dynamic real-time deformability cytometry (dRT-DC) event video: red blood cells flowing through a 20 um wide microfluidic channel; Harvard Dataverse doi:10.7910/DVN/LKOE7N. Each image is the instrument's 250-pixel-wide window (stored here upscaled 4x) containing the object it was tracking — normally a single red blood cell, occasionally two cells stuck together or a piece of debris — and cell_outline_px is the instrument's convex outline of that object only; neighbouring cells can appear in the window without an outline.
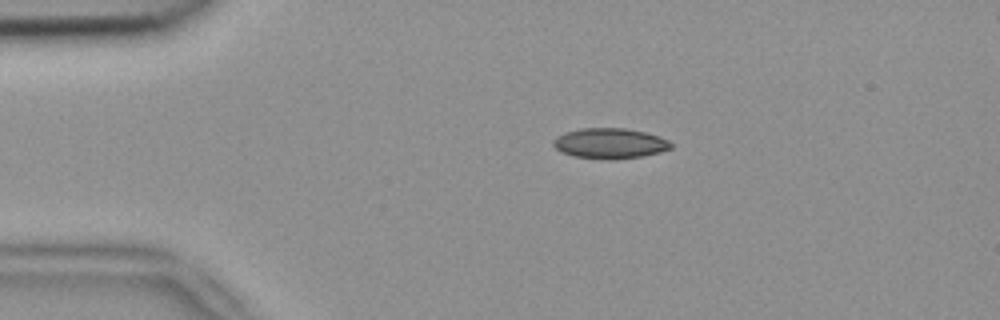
{"species": "common noctule bat (a hibernating species)", "species_latin": "Nyctalus noctula", "temperature_condition": "room temperature", "stored_images_in_passage": 3, "camera_frame_rate_fps": 3000, "um_per_image_px": 0.085, "animal": {"sex": "female", "body_mass_g": 18.4}, "frame": {"image": 1, "passage_image": 2, "time_ms": 0.333, "image_size_px": [1000, 320], "cell_outline_px": [[672, 148], [660, 152], [640, 156], [612, 160], [604, 160], [572, 156], [560, 152], [552, 144], [552, 140], [556, 136], [564, 132], [580, 128], [624, 128], [644, 132], [660, 136], [668, 140], [672, 144]], "centroid_in_image_um": [51.79, 12.19], "position_along_channel_um": 33.2, "area_um2": 21.1}}